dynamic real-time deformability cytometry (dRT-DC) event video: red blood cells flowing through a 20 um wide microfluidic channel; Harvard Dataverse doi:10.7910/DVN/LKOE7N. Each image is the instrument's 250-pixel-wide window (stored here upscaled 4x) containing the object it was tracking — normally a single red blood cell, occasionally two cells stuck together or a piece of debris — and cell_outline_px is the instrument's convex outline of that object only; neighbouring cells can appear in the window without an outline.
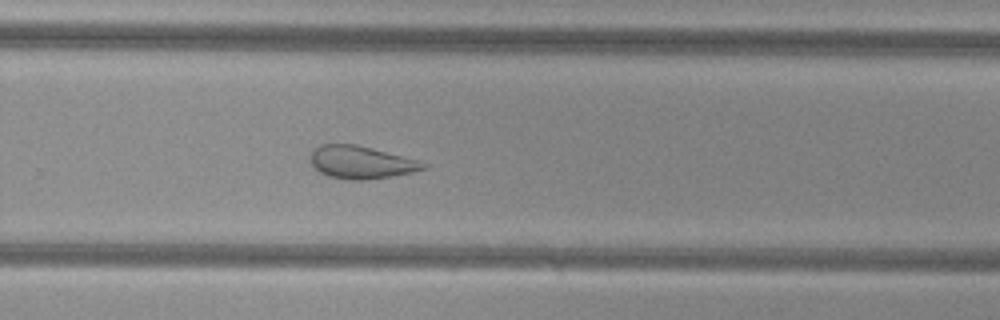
{"species": "common noctule bat (a hibernating species)", "species_latin": "Nyctalus noctula", "temperature_condition": "cold", "stored_images_in_passage": 36, "camera_frame_rate_fps": 3000, "um_per_image_px": 0.085, "animal": {"sex": "female", "body_mass_g": 29.2, "forearm_length_mm": 56.3}, "frame": {"image": 1, "passage_image": 21, "time_ms": 6.667, "image_size_px": [1000, 320], "cell_outline_px": [[428, 168], [412, 172], [392, 176], [364, 180], [348, 180], [328, 176], [320, 172], [312, 164], [312, 152], [320, 144], [356, 144], [420, 160], [428, 164]], "centroid_in_image_um": [30.75, 13.8], "position_along_channel_um": 299.1, "area_um2": 21.44}, "authors_computed_cell_mechanics": {"area_um2": 23.7269, "velocity_mm_per_s": 3.8254, "shape_relaxation_time_tau1_ms": null, "shape_relaxation_time_tau2_ms": 1.6445, "deformation_change_tau1": null, "deformation_change_tau2": 0.0911}}